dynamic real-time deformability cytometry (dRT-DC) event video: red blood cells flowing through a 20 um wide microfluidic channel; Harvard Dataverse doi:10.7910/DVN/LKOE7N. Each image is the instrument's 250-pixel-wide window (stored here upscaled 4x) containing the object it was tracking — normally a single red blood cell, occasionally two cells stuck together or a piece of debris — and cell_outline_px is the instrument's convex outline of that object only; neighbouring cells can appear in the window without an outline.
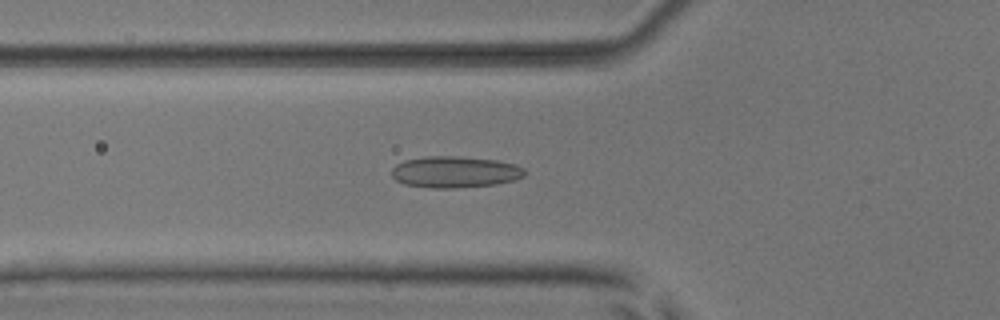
{"species": "common noctule bat (a hibernating species)", "species_latin": "Nyctalus noctula", "temperature_condition": "room temperature", "stored_images_in_passage": 50, "camera_frame_rate_fps": 3000, "um_per_image_px": 0.085, "animal": {"sex": "male", "body_mass_g": 17.9, "forearm_length_mm": 54.2}, "frame": {"image": 1, "passage_image": 19, "time_ms": 6.0, "image_size_px": [1000, 320], "cell_outline_px": [[524, 176], [512, 180], [496, 184], [456, 188], [432, 188], [404, 184], [396, 180], [392, 176], [392, 168], [396, 164], [404, 160], [424, 156], [460, 156], [496, 160], [516, 164], [524, 168]], "centroid_in_image_um": [38.65, 14.61], "position_along_channel_um": 87.2, "area_um2": 24.45}}
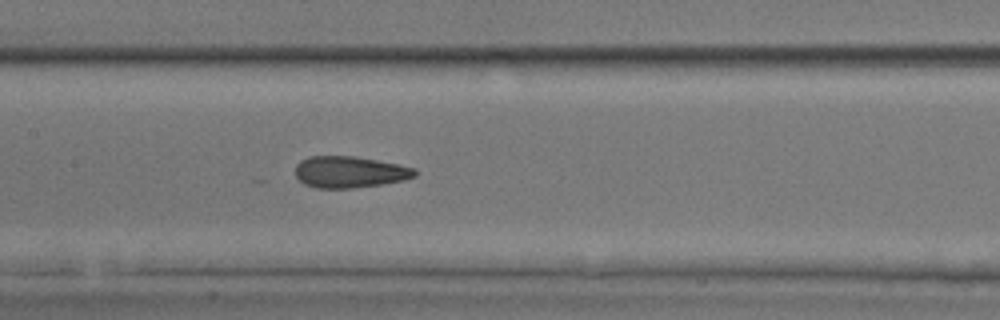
{"frame": {"image": 2, "passage_image": 26, "time_ms": 8.333, "image_size_px": [1000, 320], "cell_outline_px": [[416, 176], [404, 180], [380, 184], [352, 188], [316, 188], [304, 184], [296, 176], [296, 164], [300, 160], [308, 156], [356, 156], [416, 168]], "centroid_in_image_um": [29.7, 14.61], "position_along_channel_um": 177.7, "area_um2": 21.91}}
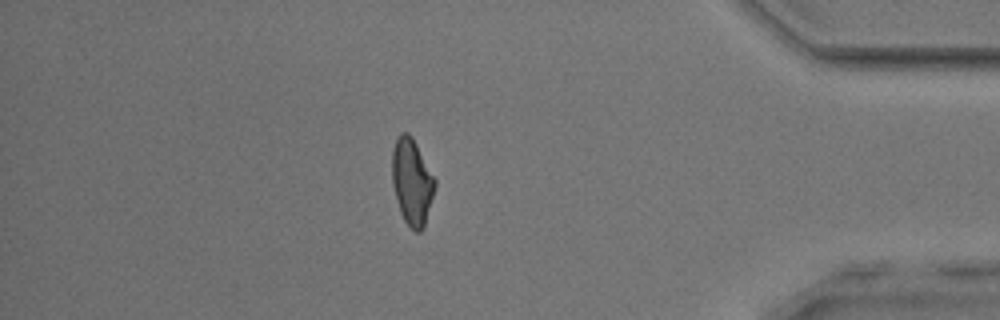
{"frame": {"image": 3, "passage_image": 46, "time_ms": 15.0, "image_size_px": [1000, 320], "cell_outline_px": [[436, 184], [424, 228], [420, 232], [416, 232], [404, 220], [400, 212], [392, 184], [392, 148], [400, 132], [408, 132], [412, 136], [436, 180]], "centroid_in_image_um": [35.01, 15.43], "position_along_channel_um": 400.2, "area_um2": 21.5}, "authors_computed_cell_mechanics": {"area_um2": 22.4842, "velocity_mm_per_s": 3.8712, "shape_relaxation_time_tau1_ms": null, "shape_relaxation_time_tau2_ms": 1.4527, "deformation_change_tau1": null, "deformation_change_tau2": 0.097}}